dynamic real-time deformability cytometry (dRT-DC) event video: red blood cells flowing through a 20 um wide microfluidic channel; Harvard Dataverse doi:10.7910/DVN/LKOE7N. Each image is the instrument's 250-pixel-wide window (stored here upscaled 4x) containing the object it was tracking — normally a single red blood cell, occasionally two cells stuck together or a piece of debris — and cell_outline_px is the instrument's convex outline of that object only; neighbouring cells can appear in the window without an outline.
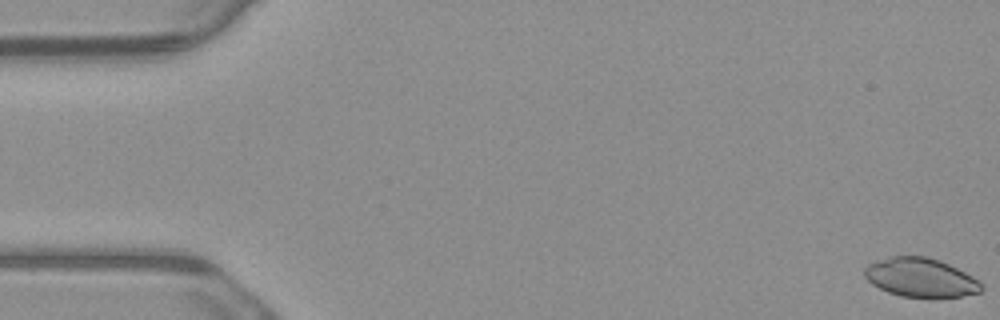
{"species": "common noctule bat (a hibernating species)", "species_latin": "Nyctalus noctula", "temperature_condition": "warm", "stored_images_in_passage": 6, "camera_frame_rate_fps": 3000, "um_per_image_px": 0.085, "animal": {"sex": "male", "body_mass_g": 23.1, "forearm_length_mm": 52.7}, "frame": {"image": 1, "passage_image": 1, "time_ms": 0.0, "image_size_px": [1000, 320], "cell_outline_px": [[984, 288], [980, 292], [960, 296], [900, 296], [888, 292], [872, 284], [864, 276], [864, 268], [868, 264], [892, 256], [928, 256], [940, 260], [980, 280], [984, 284]], "centroid_in_image_um": [78.26, 23.58], "position_along_channel_um": 6.7, "area_um2": 26.24}}